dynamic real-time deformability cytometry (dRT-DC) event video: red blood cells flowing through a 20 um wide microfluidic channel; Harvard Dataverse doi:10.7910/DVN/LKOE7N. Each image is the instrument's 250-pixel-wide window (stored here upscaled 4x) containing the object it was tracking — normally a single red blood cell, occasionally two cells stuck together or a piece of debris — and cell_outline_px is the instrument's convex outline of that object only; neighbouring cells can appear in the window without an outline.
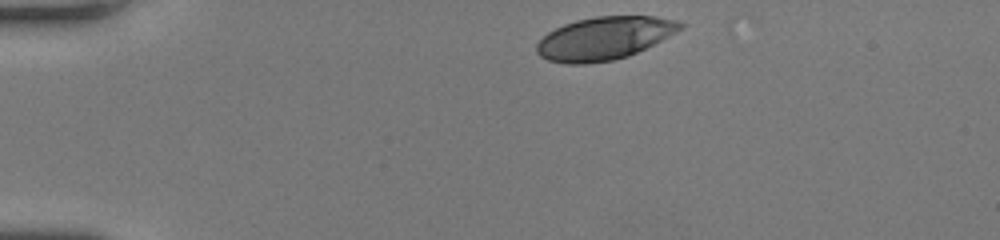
{"species": "human", "species_latin": "Homo sapiens", "temperature_condition": "room temperature", "stored_images_in_passage": 33, "camera_frame_rate_fps": 3000, "um_per_image_px": 0.085, "donor": {"sex": "female"}, "frame": {"image": 1, "passage_image": 1, "time_ms": 0.0, "image_size_px": [1000, 240], "cell_outline_px": [[684, 28], [628, 56], [612, 60], [584, 64], [568, 64], [548, 60], [540, 56], [536, 52], [536, 44], [548, 32], [564, 24], [576, 20], [596, 16], [656, 16], [680, 20], [684, 24]], "centroid_in_image_um": [51.36, 3.24], "position_along_channel_um": 33.6, "area_um2": 35.78}}
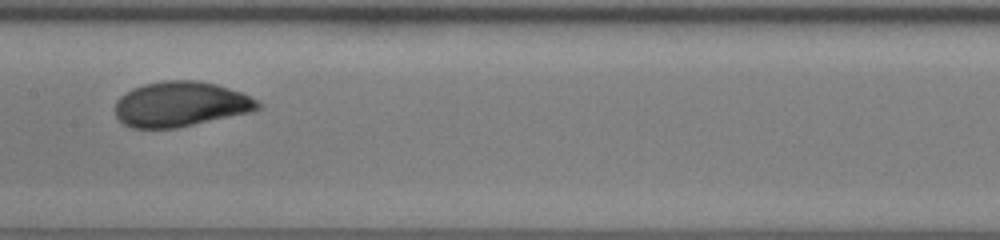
{"frame": {"image": 2, "passage_image": 17, "time_ms": 5.333, "image_size_px": [1000, 240], "cell_outline_px": [[260, 108], [252, 112], [176, 128], [132, 128], [124, 124], [116, 116], [116, 100], [124, 92], [132, 88], [144, 84], [164, 80], [196, 80], [216, 84], [240, 92], [256, 100], [260, 104]], "centroid_in_image_um": [15.33, 8.85], "position_along_channel_um": 192.1, "area_um2": 37.45}}
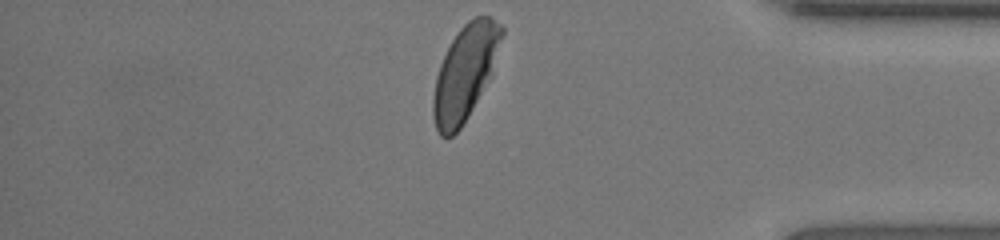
{"frame": {"image": 3, "passage_image": 33, "time_ms": 10.667, "image_size_px": [1000, 240], "cell_outline_px": [[504, 32], [492, 76], [468, 116], [460, 128], [452, 136], [440, 136], [436, 128], [432, 116], [432, 100], [436, 76], [440, 64], [452, 40], [460, 28], [468, 20], [476, 16], [488, 16], [500, 24], [504, 28]], "centroid_in_image_um": [39.54, 6.17], "position_along_channel_um": 395.7, "area_um2": 37.8}, "authors_computed_cell_mechanics": {"area_um2": 36.992, "velocity_mm_per_s": 4.2422, "shape_relaxation_time_tau1_ms": 2.7628, "shape_relaxation_time_tau2_ms": null, "deformation_change_tau1": 0.166, "deformation_change_tau2": null}}